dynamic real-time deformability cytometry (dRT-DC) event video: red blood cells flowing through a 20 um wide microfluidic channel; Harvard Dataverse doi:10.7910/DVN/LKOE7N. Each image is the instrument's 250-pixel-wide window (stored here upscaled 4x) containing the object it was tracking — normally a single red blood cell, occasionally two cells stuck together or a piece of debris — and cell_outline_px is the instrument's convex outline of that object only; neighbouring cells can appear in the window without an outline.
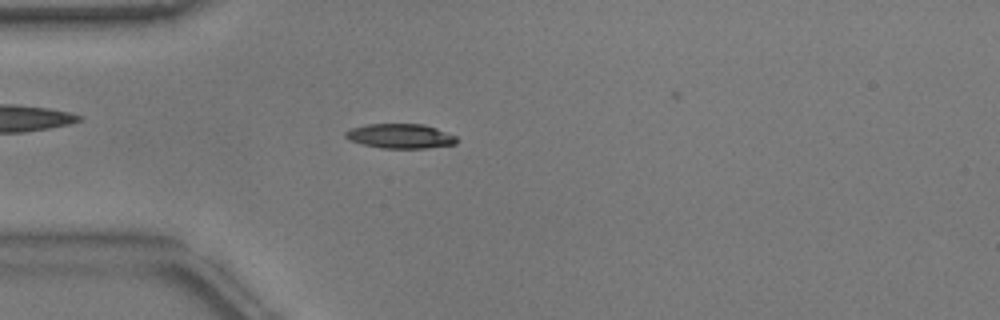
{"species": "common noctule bat (a hibernating species)", "species_latin": "Nyctalus noctula", "temperature_condition": "warm", "stored_images_in_passage": 52, "camera_frame_rate_fps": 3000, "um_per_image_px": 0.085, "animal": {"sex": "male", "body_mass_g": 17.9}, "frame": {"image": 1, "passage_image": 14, "time_ms": 4.333, "image_size_px": [1000, 320], "cell_outline_px": [[460, 140], [456, 144], [428, 148], [380, 148], [348, 140], [344, 136], [344, 132], [348, 128], [368, 124], [424, 124], [436, 128], [456, 136]], "centroid_in_image_um": [34.02, 11.56], "position_along_channel_um": 51.0, "area_um2": 16.13}}
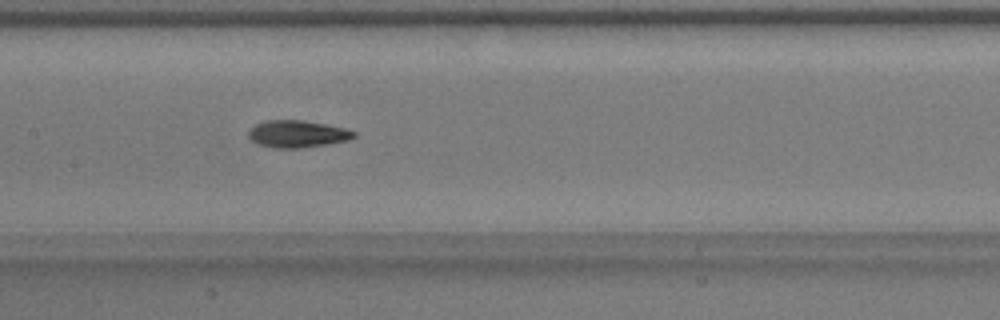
{"frame": {"image": 2, "passage_image": 25, "time_ms": 8.0, "image_size_px": [1000, 320], "cell_outline_px": [[356, 136], [348, 140], [324, 144], [296, 148], [272, 148], [256, 144], [248, 136], [248, 132], [256, 124], [264, 120], [304, 120], [344, 128], [356, 132]], "centroid_in_image_um": [25.23, 11.38], "position_along_channel_um": 182.2, "area_um2": 16.53}}
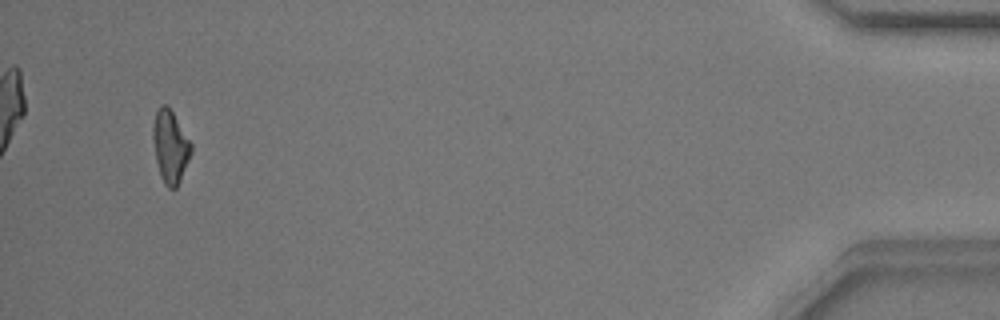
{"frame": {"image": 3, "passage_image": 50, "time_ms": 16.333, "image_size_px": [1000, 320], "cell_outline_px": [[192, 152], [180, 180], [176, 188], [168, 188], [164, 184], [160, 176], [156, 160], [152, 136], [152, 124], [156, 112], [160, 104], [168, 104], [192, 144]], "centroid_in_image_um": [14.46, 12.43], "position_along_channel_um": 420.7, "area_um2": 16.24}, "authors_computed_cell_mechanics": {"area_um2": 16.1551, "velocity_mm_per_s": 3.8117, "shape_relaxation_time_tau1_ms": 7.9178, "shape_relaxation_time_tau2_ms": 3.1302, "deformation_change_tau1": 0.2081, "deformation_change_tau2": 0.1062}}